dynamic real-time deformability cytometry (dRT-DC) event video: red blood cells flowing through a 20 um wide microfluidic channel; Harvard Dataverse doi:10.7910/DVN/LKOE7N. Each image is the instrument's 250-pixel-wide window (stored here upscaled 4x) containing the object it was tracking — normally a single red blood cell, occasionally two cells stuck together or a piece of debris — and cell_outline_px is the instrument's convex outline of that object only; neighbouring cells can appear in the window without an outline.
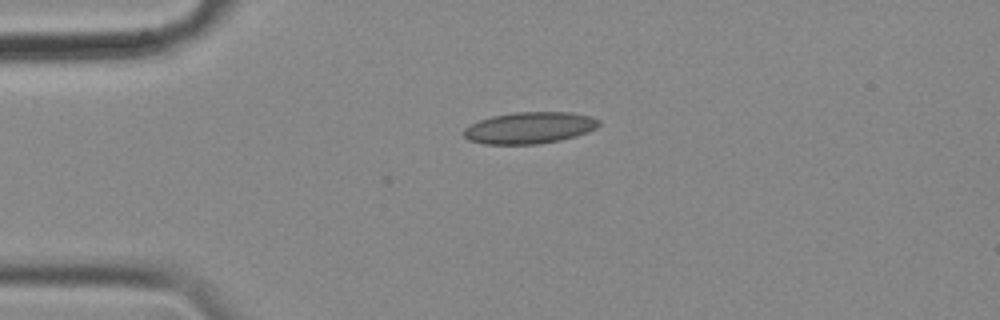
{"species": "common noctule bat (a hibernating species)", "species_latin": "Nyctalus noctula", "temperature_condition": "cold", "stored_images_in_passage": 38, "camera_frame_rate_fps": 3000, "um_per_image_px": 0.085, "animal": {"sex": "female", "body_mass_g": 18.4}, "frame": {"image": 1, "passage_image": 1, "time_ms": 0.0, "image_size_px": [1000, 320], "cell_outline_px": [[600, 124], [596, 128], [560, 140], [536, 144], [484, 144], [468, 140], [464, 136], [464, 128], [480, 120], [492, 116], [516, 112], [568, 112], [592, 116], [600, 120]], "centroid_in_image_um": [44.99, 10.86], "position_along_channel_um": 40.0, "area_um2": 24.62}}
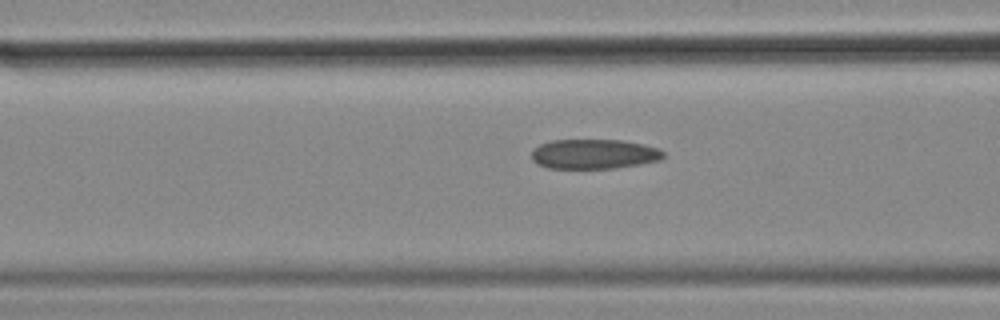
{"frame": {"image": 2, "passage_image": 10, "time_ms": 3.0, "image_size_px": [1000, 320], "cell_outline_px": [[664, 156], [660, 160], [640, 164], [616, 168], [548, 168], [536, 164], [532, 160], [532, 148], [540, 144], [552, 140], [620, 140], [660, 148], [664, 152]], "centroid_in_image_um": [50.46, 13.09], "position_along_channel_um": 116.1, "area_um2": 22.89}}
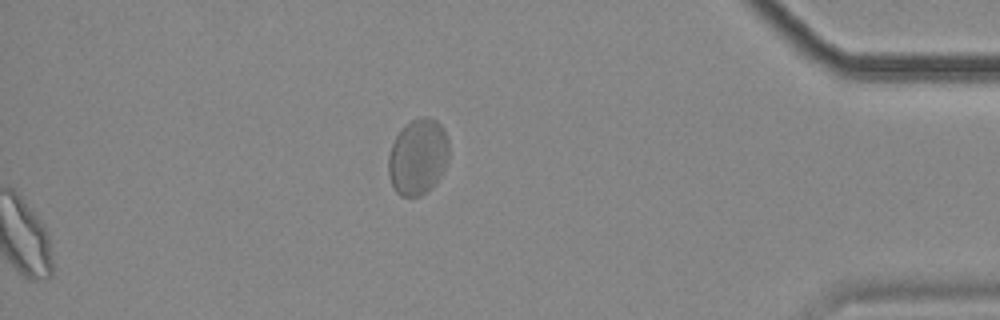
{"frame": {"image": 3, "passage_image": 38, "time_ms": 12.333, "image_size_px": [1000, 320], "cell_outline_px": [[448, 160], [436, 184], [432, 188], [420, 196], [400, 196], [396, 192], [388, 176], [388, 156], [392, 144], [396, 136], [412, 120], [424, 116], [428, 116], [436, 120], [444, 128], [448, 140]], "centroid_in_image_um": [35.53, 13.35], "position_along_channel_um": 399.7, "area_um2": 26.88}, "authors_computed_cell_mechanics": {"area_um2": 24.3916, "velocity_mm_per_s": 3.4425, "shape_relaxation_time_tau1_ms": null, "shape_relaxation_time_tau2_ms": 1.1328, "deformation_change_tau1": null, "deformation_change_tau2": 0.0343}}